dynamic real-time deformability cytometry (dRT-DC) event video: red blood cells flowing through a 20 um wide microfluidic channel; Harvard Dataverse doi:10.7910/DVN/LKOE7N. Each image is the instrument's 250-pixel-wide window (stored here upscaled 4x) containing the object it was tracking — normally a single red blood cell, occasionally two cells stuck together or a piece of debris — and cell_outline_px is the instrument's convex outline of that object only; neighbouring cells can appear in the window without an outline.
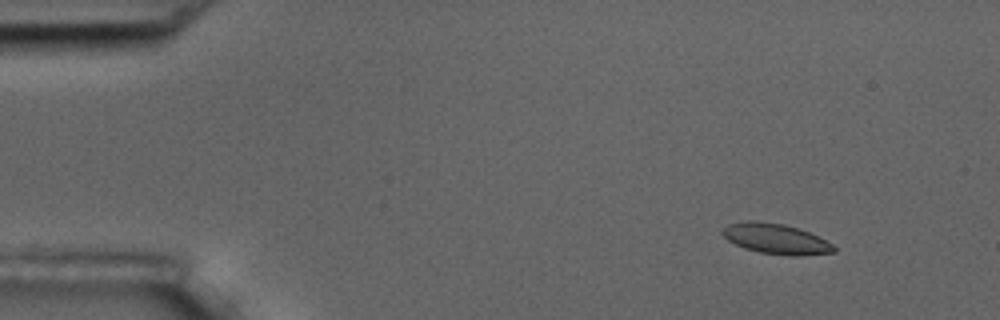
{"species": "common noctule bat (a hibernating species)", "species_latin": "Nyctalus noctula", "temperature_condition": "room temperature", "stored_images_in_passage": 5, "camera_frame_rate_fps": 3000, "um_per_image_px": 0.085, "animal": {"sex": "male", "body_mass_g": 17.5, "forearm_length_mm": 52.3}, "frame": {"image": 1, "passage_image": 1, "time_ms": 0.0, "image_size_px": [1000, 320], "cell_outline_px": [[836, 252], [800, 256], [792, 256], [760, 252], [744, 248], [728, 240], [720, 232], [728, 224], [744, 220], [756, 220], [784, 224], [808, 232], [832, 244], [836, 248]], "centroid_in_image_um": [65.92, 20.29], "position_along_channel_um": 19.1, "area_um2": 19.59}}
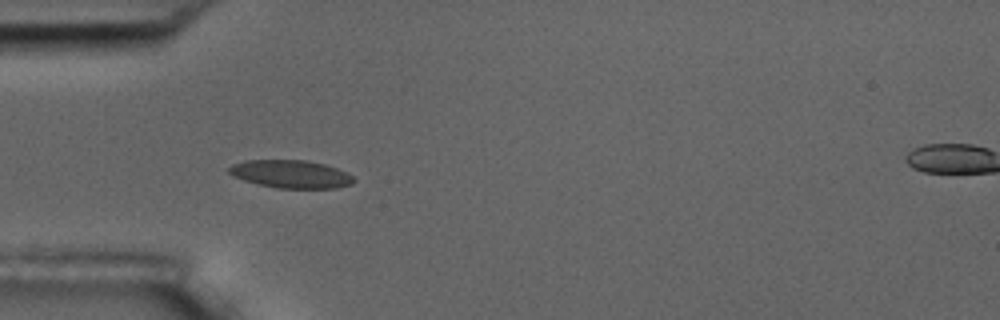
{"frame": {"image": 2, "passage_image": 4, "time_ms": 3.667, "image_size_px": [1000, 320], "cell_outline_px": [[356, 180], [352, 184], [336, 188], [276, 188], [256, 184], [232, 176], [228, 172], [228, 168], [232, 164], [244, 160], [304, 160], [324, 164], [336, 168], [352, 176]], "centroid_in_image_um": [24.68, 14.8], "position_along_channel_um": 60.3, "area_um2": 20.35}}